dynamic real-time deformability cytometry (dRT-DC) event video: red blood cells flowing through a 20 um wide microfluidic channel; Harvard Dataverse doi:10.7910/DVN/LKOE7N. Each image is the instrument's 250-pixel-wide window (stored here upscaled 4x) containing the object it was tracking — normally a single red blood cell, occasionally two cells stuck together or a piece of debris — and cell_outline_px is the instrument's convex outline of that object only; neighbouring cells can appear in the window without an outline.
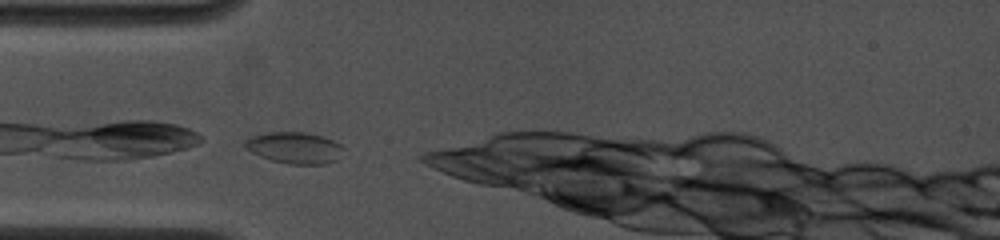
{"species": "common noctule bat (a hibernating species)", "species_latin": "Nyctalus noctula", "temperature_condition": "cold", "stored_images_in_passage": 7, "camera_frame_rate_fps": 4500, "um_per_image_px": 0.085, "animal": {"sex": "female", "body_mass_g": 19.0, "forearm_length_mm": 53.3}, "frame": {"image": 1, "passage_image": 1, "time_ms": 0.0, "image_size_px": [1000, 240], "cell_outline_px": [[344, 148], [336, 160], [324, 164], [288, 164], [272, 160], [260, 156], [244, 148], [244, 140], [252, 136], [268, 132], [304, 132], [324, 136], [340, 144]], "centroid_in_image_um": [25.02, 12.55], "position_along_channel_um": 60.0, "area_um2": 18.03}}